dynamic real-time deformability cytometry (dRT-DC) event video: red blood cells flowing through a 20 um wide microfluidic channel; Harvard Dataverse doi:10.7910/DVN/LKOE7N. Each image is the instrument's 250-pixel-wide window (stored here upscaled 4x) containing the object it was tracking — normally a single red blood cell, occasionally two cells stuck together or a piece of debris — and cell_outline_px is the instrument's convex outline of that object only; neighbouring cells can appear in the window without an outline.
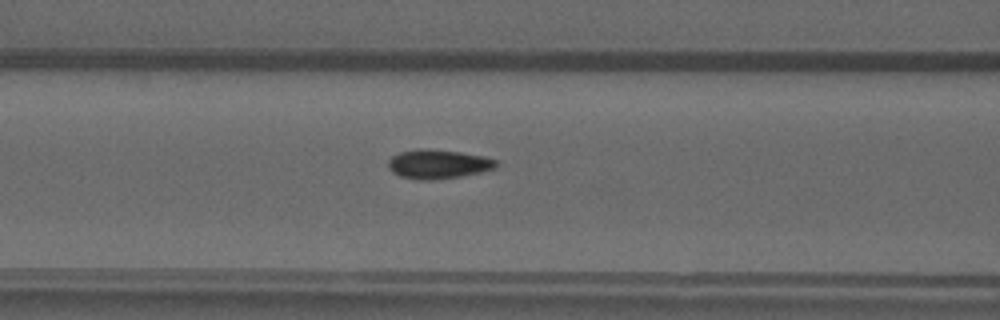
{"species": "common noctule bat (a hibernating species)", "species_latin": "Nyctalus noctula", "temperature_condition": "warm", "stored_images_in_passage": 49, "camera_frame_rate_fps": 3000, "um_per_image_px": 0.085, "animal": {"sex": "male", "forearm_length_mm": 52.5}, "frame": {"image": 1, "passage_image": 21, "time_ms": 6.667, "image_size_px": [1000, 320], "cell_outline_px": [[500, 164], [496, 168], [480, 172], [460, 176], [428, 180], [420, 180], [400, 176], [392, 172], [388, 168], [388, 160], [392, 156], [400, 152], [416, 148], [420, 148], [460, 152], [484, 156], [496, 160]], "centroid_in_image_um": [37.23, 13.94], "position_along_channel_um": 129.4, "area_um2": 18.32}}
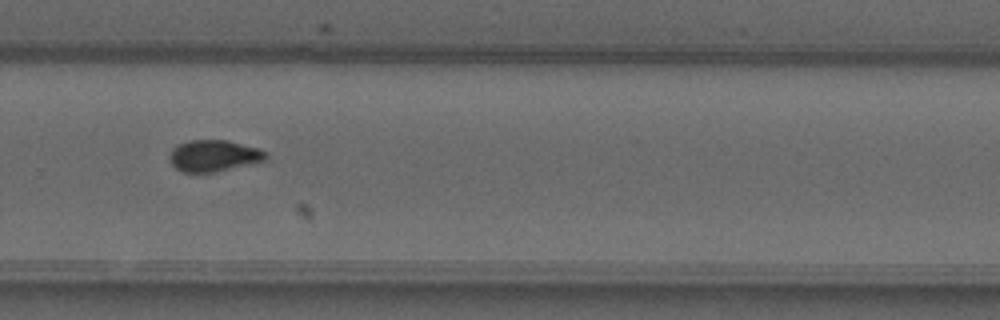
{"frame": {"image": 2, "passage_image": 34, "time_ms": 11.0, "image_size_px": [1000, 320], "cell_outline_px": [[268, 156], [264, 160], [256, 164], [212, 172], [184, 172], [176, 168], [172, 164], [168, 156], [172, 148], [188, 140], [228, 140], [260, 148], [268, 152]], "centroid_in_image_um": [18.22, 13.23], "position_along_channel_um": 311.6, "area_um2": 17.92}}
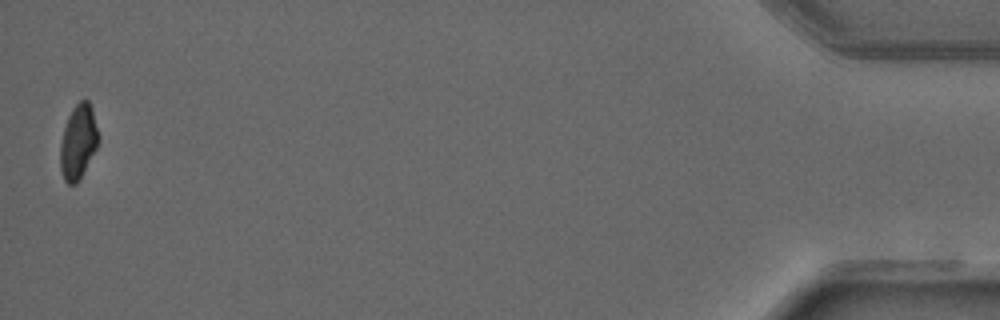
{"frame": {"image": 3, "passage_image": 49, "time_ms": 16.0, "image_size_px": [1000, 320], "cell_outline_px": [[100, 140], [80, 180], [76, 184], [68, 184], [64, 180], [60, 168], [60, 144], [64, 128], [68, 116], [72, 108], [80, 100], [88, 100], [92, 108], [100, 136]], "centroid_in_image_um": [6.66, 12.06], "position_along_channel_um": 428.5, "area_um2": 16.76}}